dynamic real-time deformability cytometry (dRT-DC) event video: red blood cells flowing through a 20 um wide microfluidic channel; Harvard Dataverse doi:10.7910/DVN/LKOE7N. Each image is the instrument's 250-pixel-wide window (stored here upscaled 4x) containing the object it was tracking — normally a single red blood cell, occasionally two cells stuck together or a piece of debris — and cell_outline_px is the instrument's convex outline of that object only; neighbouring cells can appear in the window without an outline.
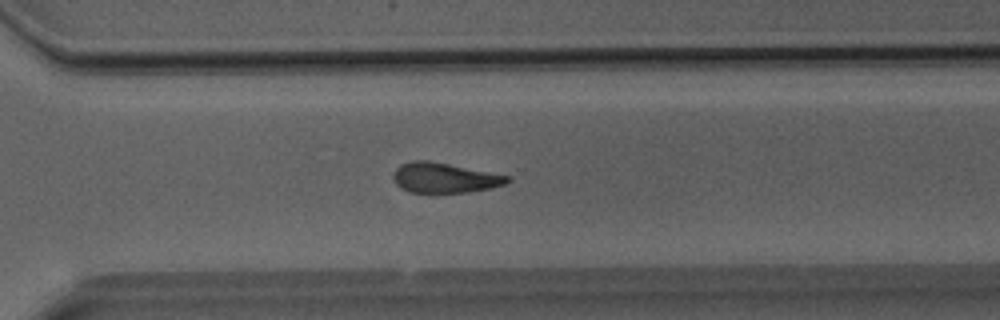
{"species": "Egyptian fruit bat (a non-hibernating species)", "species_latin": "Rousettus aegyptiacus", "temperature_condition": "room temperature", "stored_images_in_passage": 21, "camera_frame_rate_fps": 3000, "um_per_image_px": 0.085, "animal": {"sex": "male"}, "frame": {"image": 1, "passage_image": 15, "time_ms": 4.667, "image_size_px": [1000, 320], "cell_outline_px": [[512, 180], [504, 184], [492, 188], [468, 192], [408, 192], [400, 188], [396, 184], [392, 176], [392, 172], [400, 164], [412, 160], [428, 160], [512, 176]], "centroid_in_image_um": [37.77, 15.1], "position_along_channel_um": 332.8, "area_um2": 20.17}}
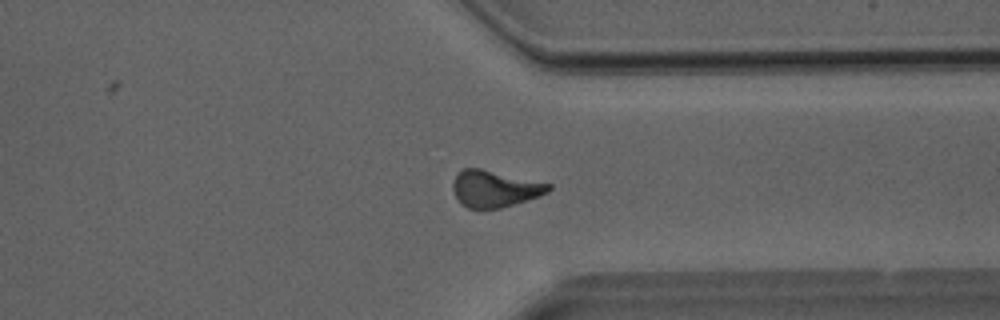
{"frame": {"image": 2, "passage_image": 17, "time_ms": 5.333, "image_size_px": [1000, 320], "cell_outline_px": [[552, 188], [548, 192], [540, 196], [500, 208], [468, 208], [460, 204], [456, 200], [452, 188], [452, 184], [456, 176], [464, 168], [480, 168], [552, 184]], "centroid_in_image_um": [42.04, 16.05], "position_along_channel_um": 369.4, "area_um2": 20.4}}